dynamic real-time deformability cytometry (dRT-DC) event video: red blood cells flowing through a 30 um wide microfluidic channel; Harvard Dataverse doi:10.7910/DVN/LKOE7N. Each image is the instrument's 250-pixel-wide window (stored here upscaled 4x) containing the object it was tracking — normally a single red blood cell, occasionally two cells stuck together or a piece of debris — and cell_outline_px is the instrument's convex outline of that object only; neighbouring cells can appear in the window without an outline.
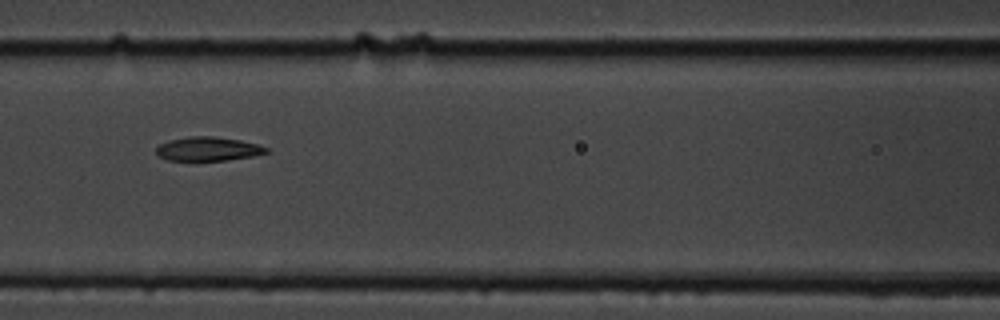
{"species": "common noctule bat (a hibernating species)", "species_latin": "Nyctalus noctula", "temperature_condition": "cold", "stored_images_in_passage": 15, "camera_frame_rate_fps": 3000, "um_per_image_px": 0.085, "animal": {"sex": "male", "body_mass_g": 19.5, "forearm_length_mm": 54.6}, "frame": {"image": 1, "passage_image": 5, "time_ms": 4.667, "image_size_px": [1000, 320], "cell_outline_px": [[268, 152], [252, 156], [228, 160], [168, 160], [156, 156], [156, 148], [160, 144], [168, 140], [192, 136], [216, 136], [240, 140], [256, 144], [268, 148]], "centroid_in_image_um": [17.65, 12.65], "position_along_channel_um": 149.0, "area_um2": 15.32}}
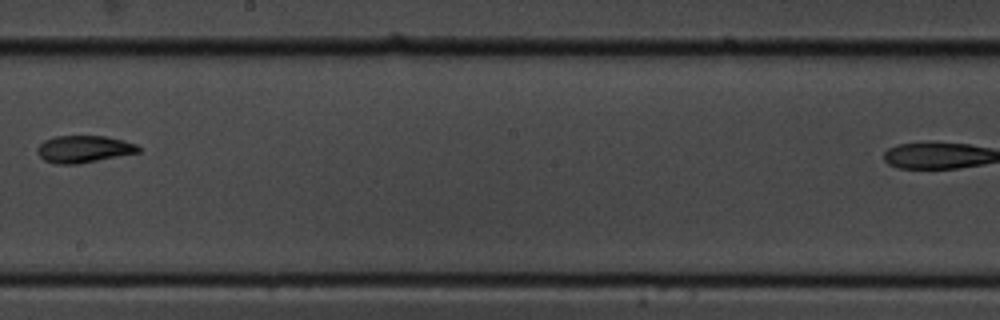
{"frame": {"image": 2, "passage_image": 7, "time_ms": 7.333, "image_size_px": [1000, 320], "cell_outline_px": [[140, 152], [76, 164], [56, 164], [44, 160], [36, 152], [36, 148], [44, 140], [56, 136], [104, 136], [124, 140], [136, 144], [140, 148]], "centroid_in_image_um": [7.1, 12.67], "position_along_channel_um": 241.1, "area_um2": 15.9}}
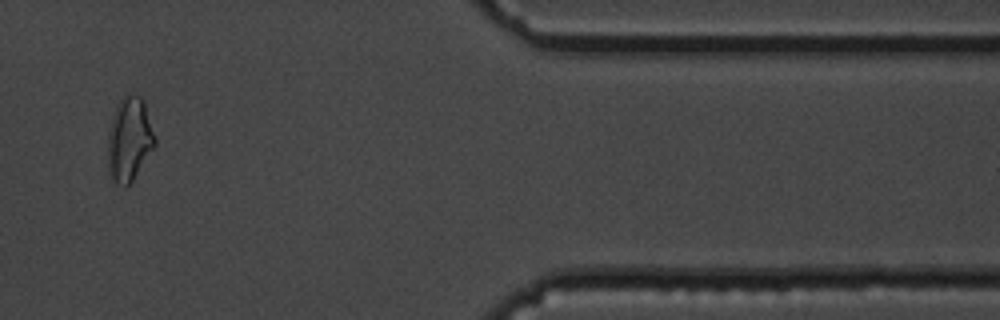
{"frame": {"image": 3, "passage_image": 13, "time_ms": 15.0, "image_size_px": [1000, 320], "cell_outline_px": [[156, 144], [132, 180], [124, 188], [116, 184], [112, 180], [108, 168], [108, 132], [116, 108], [124, 92], [132, 92], [140, 96], [144, 100], [156, 140]], "centroid_in_image_um": [10.99, 11.81], "position_along_channel_um": 400.4, "area_um2": 23.06}, "authors_computed_cell_mechanics": {"area_um2": 17.9758, "velocity_mm_per_s": 3.4643, "shape_relaxation_time_tau1_ms": 3.3994, "shape_relaxation_time_tau2_ms": 3.773, "deformation_change_tau1": 0.111, "deformation_change_tau2": 0.0972}}